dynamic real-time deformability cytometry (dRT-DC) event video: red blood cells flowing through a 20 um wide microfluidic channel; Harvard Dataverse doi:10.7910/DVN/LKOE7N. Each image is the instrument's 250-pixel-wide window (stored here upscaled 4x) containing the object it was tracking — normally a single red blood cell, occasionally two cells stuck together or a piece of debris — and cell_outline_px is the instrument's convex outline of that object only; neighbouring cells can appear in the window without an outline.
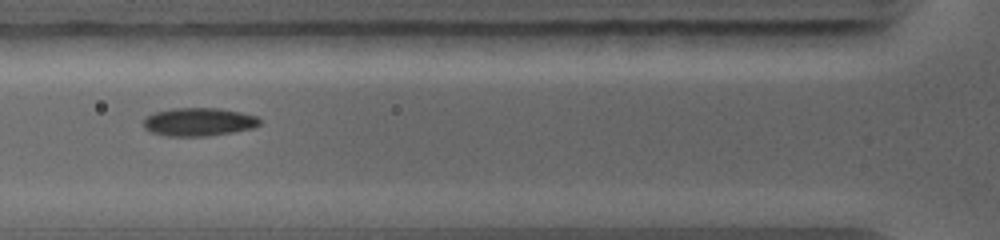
{"species": "common noctule bat (a hibernating species)", "species_latin": "Nyctalus noctula", "temperature_condition": "warm", "stored_images_in_passage": 6, "camera_frame_rate_fps": 5000, "um_per_image_px": 0.085, "animal": {"sex": "female", "body_mass_g": 19.0, "forearm_length_mm": 56.7}, "frame": {"image": 1, "passage_image": 4, "time_ms": 3.0, "image_size_px": [1000, 240], "cell_outline_px": [[260, 124], [252, 128], [232, 132], [208, 136], [164, 136], [152, 132], [144, 128], [144, 120], [148, 116], [156, 112], [172, 108], [216, 108], [240, 112], [256, 116], [260, 120]], "centroid_in_image_um": [16.88, 10.36], "position_along_channel_um": 108.9, "area_um2": 18.96}}
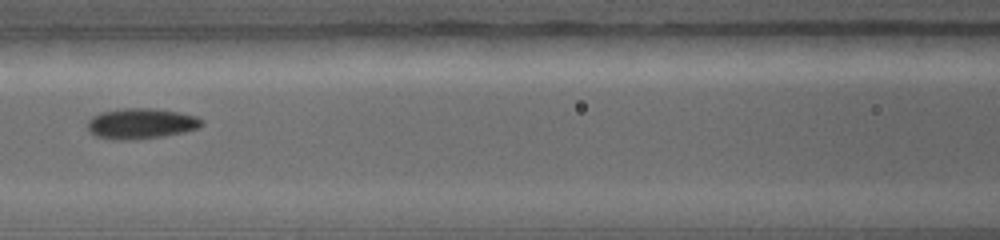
{"frame": {"image": 2, "passage_image": 5, "time_ms": 4.0, "image_size_px": [1000, 240], "cell_outline_px": [[204, 124], [196, 128], [184, 132], [164, 136], [128, 140], [112, 140], [96, 136], [88, 128], [88, 120], [92, 116], [100, 112], [124, 108], [148, 108], [176, 112], [196, 116], [204, 120]], "centroid_in_image_um": [11.97, 10.51], "position_along_channel_um": 154.6, "area_um2": 20.23}}
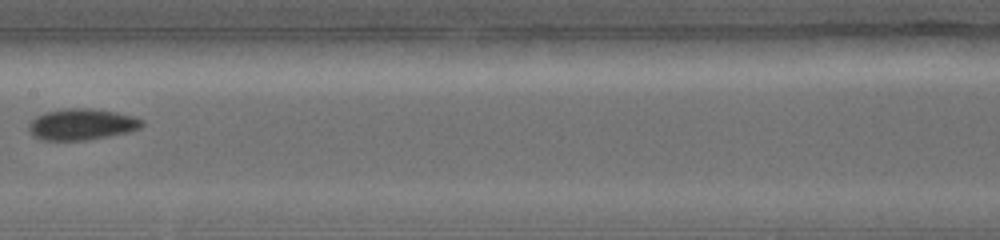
{"frame": {"image": 3, "passage_image": 6, "time_ms": 5.0, "image_size_px": [1000, 240], "cell_outline_px": [[144, 124], [140, 128], [128, 132], [88, 140], [40, 140], [32, 136], [28, 128], [28, 124], [36, 116], [44, 112], [68, 108], [88, 108], [116, 112], [132, 116], [144, 120]], "centroid_in_image_um": [6.92, 10.57], "position_along_channel_um": 200.5, "area_um2": 20.69}}